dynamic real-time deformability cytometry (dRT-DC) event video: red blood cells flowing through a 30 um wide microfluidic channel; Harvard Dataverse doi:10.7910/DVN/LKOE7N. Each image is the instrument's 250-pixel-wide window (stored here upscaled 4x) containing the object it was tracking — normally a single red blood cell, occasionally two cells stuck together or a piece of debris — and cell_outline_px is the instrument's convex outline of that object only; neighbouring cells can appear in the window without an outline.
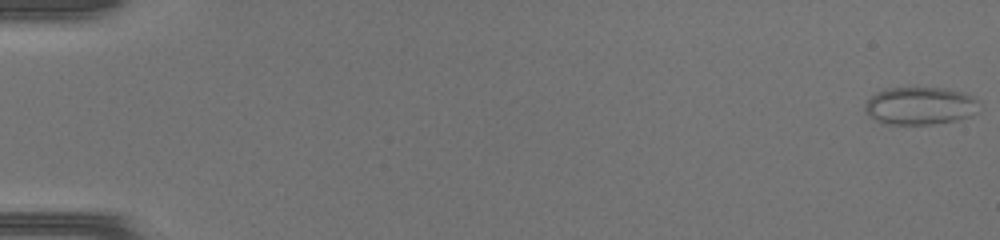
{"species": "common noctule bat (a hibernating species)", "species_latin": "Nyctalus noctula", "temperature_condition": "warm", "stored_images_in_passage": 48, "camera_frame_rate_fps": 3000, "um_per_image_px": 0.085, "animal": {"sex": "female", "body_mass_g": 17.0, "forearm_length_mm": 48.0}, "frame": {"image": 1, "passage_image": 1, "time_ms": 0.0, "image_size_px": [1000, 240], "cell_outline_px": [[980, 100], [976, 112], [972, 116], [956, 120], [932, 124], [888, 124], [876, 120], [864, 108], [864, 104], [876, 92], [884, 88], [944, 88], [960, 92], [972, 96]], "centroid_in_image_um": [78.23, 8.99], "position_along_channel_um": 6.8, "area_um2": 24.97}}
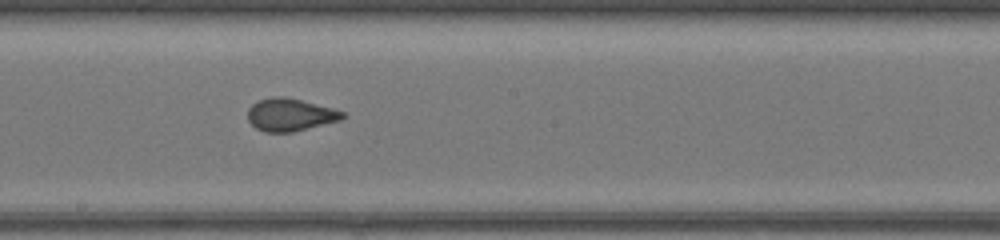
{"frame": {"image": 2, "passage_image": 28, "time_ms": 9.0, "image_size_px": [1000, 240], "cell_outline_px": [[344, 116], [340, 120], [292, 132], [264, 132], [256, 128], [248, 120], [248, 108], [252, 104], [260, 100], [272, 96], [284, 96], [332, 108], [344, 112]], "centroid_in_image_um": [24.63, 9.75], "position_along_channel_um": 223.6, "area_um2": 17.8}}
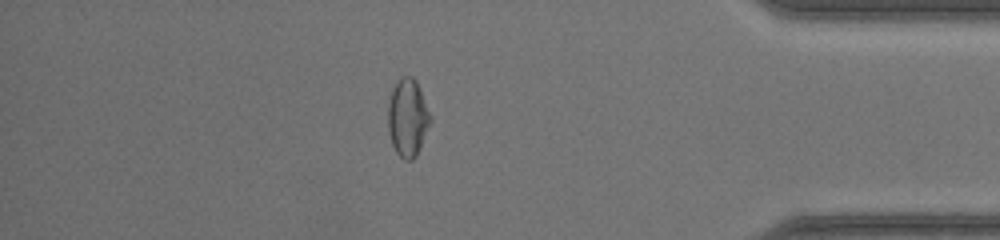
{"frame": {"image": 3, "passage_image": 42, "time_ms": 13.667, "image_size_px": [1000, 240], "cell_outline_px": [[432, 120], [416, 156], [412, 160], [404, 160], [396, 152], [392, 144], [388, 132], [388, 104], [392, 88], [396, 80], [400, 76], [412, 76], [416, 80], [420, 88], [432, 116]], "centroid_in_image_um": [34.65, 9.97], "position_along_channel_um": 400.5, "area_um2": 19.48}}